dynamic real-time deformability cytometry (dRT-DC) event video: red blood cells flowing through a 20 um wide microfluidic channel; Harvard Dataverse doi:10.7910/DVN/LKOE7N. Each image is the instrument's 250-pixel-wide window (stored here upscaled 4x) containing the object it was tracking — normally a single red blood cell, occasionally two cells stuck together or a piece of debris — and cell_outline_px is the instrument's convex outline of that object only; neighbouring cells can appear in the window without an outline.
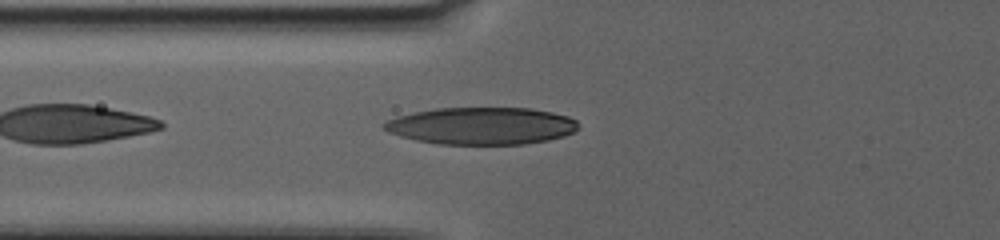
{"species": "human", "species_latin": "Homo sapiens", "temperature_condition": "warm", "stored_images_in_passage": 57, "camera_frame_rate_fps": 3000, "um_per_image_px": 0.085, "donor": {"sex": "female"}, "frame": {"image": 1, "passage_image": 3, "time_ms": 0.667, "image_size_px": [1000, 240], "cell_outline_px": [[580, 128], [576, 132], [564, 136], [548, 140], [524, 144], [436, 144], [416, 140], [400, 136], [388, 132], [380, 128], [380, 124], [396, 116], [436, 108], [532, 108], [552, 112], [568, 116], [576, 120]], "centroid_in_image_um": [40.93, 10.7], "position_along_channel_um": 84.9, "area_um2": 42.48}}
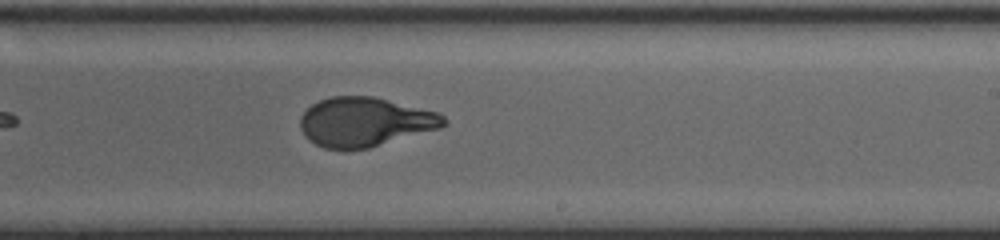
{"frame": {"image": 2, "passage_image": 26, "time_ms": 8.333, "image_size_px": [1000, 240], "cell_outline_px": [[448, 124], [440, 128], [368, 148], [324, 148], [308, 140], [304, 136], [300, 128], [300, 116], [312, 104], [320, 100], [332, 96], [372, 96], [436, 112], [444, 116], [448, 120]], "centroid_in_image_um": [31.0, 10.36], "position_along_channel_um": 258.0, "area_um2": 40.81}}
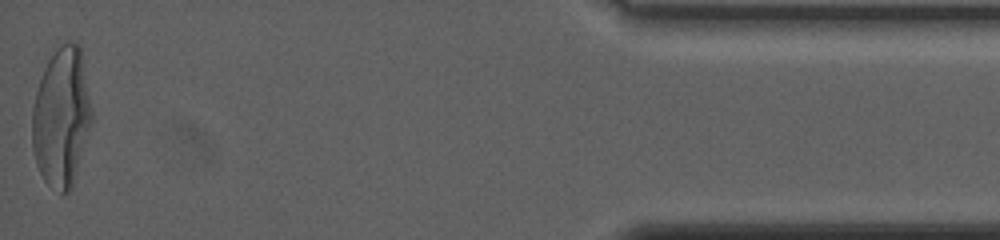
{"frame": {"image": 3, "passage_image": 57, "time_ms": 18.667, "image_size_px": [1000, 240], "cell_outline_px": [[92, 120], [72, 188], [68, 192], [60, 192], [48, 184], [44, 180], [36, 164], [32, 148], [32, 108], [36, 92], [44, 68], [48, 60], [56, 48], [60, 44], [68, 40], [72, 40], [80, 48], [92, 108]], "centroid_in_image_um": [5.22, 9.95], "position_along_channel_um": 430.0, "area_um2": 48.15}, "authors_computed_cell_mechanics": {"area_um2": 42.0206, "velocity_mm_per_s": 2.2691, "shape_relaxation_time_tau1_ms": 10.5192, "shape_relaxation_time_tau2_ms": null, "deformation_change_tau1": 0.309, "deformation_change_tau2": null}}